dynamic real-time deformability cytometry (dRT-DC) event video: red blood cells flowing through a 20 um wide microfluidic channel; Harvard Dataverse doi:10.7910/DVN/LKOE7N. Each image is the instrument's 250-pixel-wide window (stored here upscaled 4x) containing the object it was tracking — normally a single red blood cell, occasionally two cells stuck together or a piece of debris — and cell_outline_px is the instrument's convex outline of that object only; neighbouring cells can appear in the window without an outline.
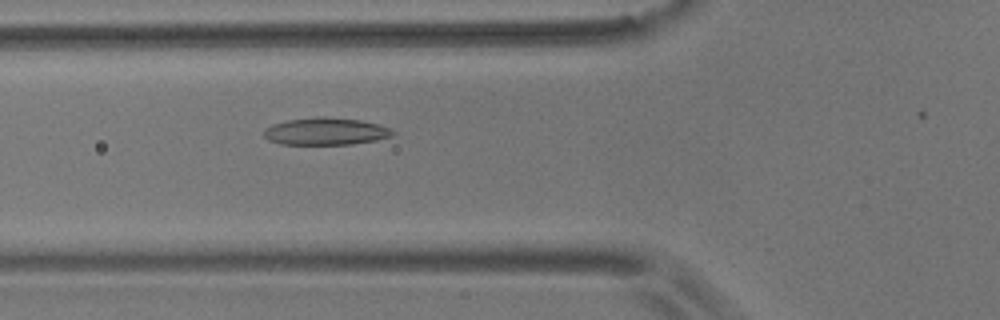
{"species": "common noctule bat (a hibernating species)", "species_latin": "Nyctalus noctula", "temperature_condition": "room temperature", "stored_images_in_passage": 17, "camera_frame_rate_fps": 3000, "um_per_image_px": 0.085, "animal": {"sex": "male", "body_mass_g": 17.9}, "frame": {"image": 1, "passage_image": 6, "time_ms": 1.667, "image_size_px": [1000, 320], "cell_outline_px": [[396, 132], [392, 136], [376, 140], [352, 144], [280, 144], [268, 140], [264, 136], [264, 132], [272, 124], [288, 120], [316, 116], [324, 116], [360, 120], [392, 128]], "centroid_in_image_um": [27.71, 11.16], "position_along_channel_um": 98.1, "area_um2": 20.46}}
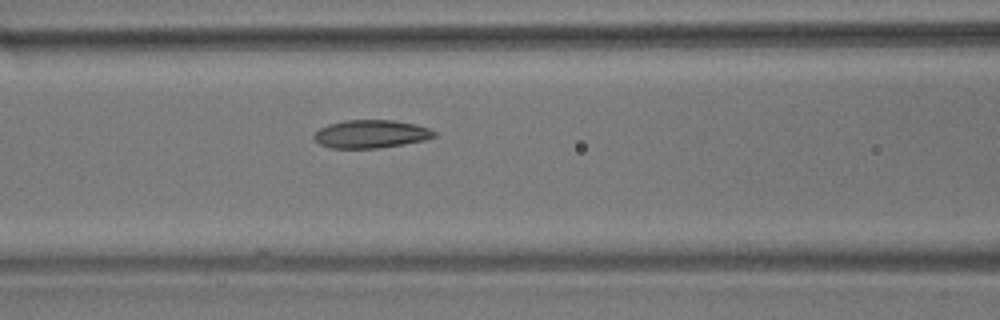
{"frame": {"image": 2, "passage_image": 9, "time_ms": 2.667, "image_size_px": [1000, 320], "cell_outline_px": [[436, 136], [424, 140], [404, 144], [376, 148], [332, 148], [320, 144], [312, 136], [320, 128], [328, 124], [344, 120], [392, 120], [416, 124], [428, 128], [436, 132]], "centroid_in_image_um": [31.53, 11.38], "position_along_channel_um": 135.1, "area_um2": 19.59}}
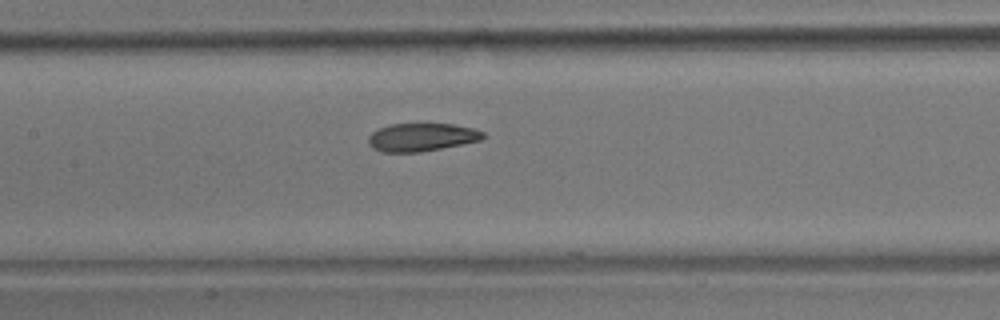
{"frame": {"image": 3, "passage_image": 12, "time_ms": 3.667, "image_size_px": [1000, 320], "cell_outline_px": [[488, 136], [480, 140], [420, 152], [380, 152], [372, 148], [368, 144], [368, 136], [372, 132], [388, 124], [452, 124], [472, 128], [484, 132]], "centroid_in_image_um": [35.81, 11.66], "position_along_channel_um": 171.6, "area_um2": 18.73}}